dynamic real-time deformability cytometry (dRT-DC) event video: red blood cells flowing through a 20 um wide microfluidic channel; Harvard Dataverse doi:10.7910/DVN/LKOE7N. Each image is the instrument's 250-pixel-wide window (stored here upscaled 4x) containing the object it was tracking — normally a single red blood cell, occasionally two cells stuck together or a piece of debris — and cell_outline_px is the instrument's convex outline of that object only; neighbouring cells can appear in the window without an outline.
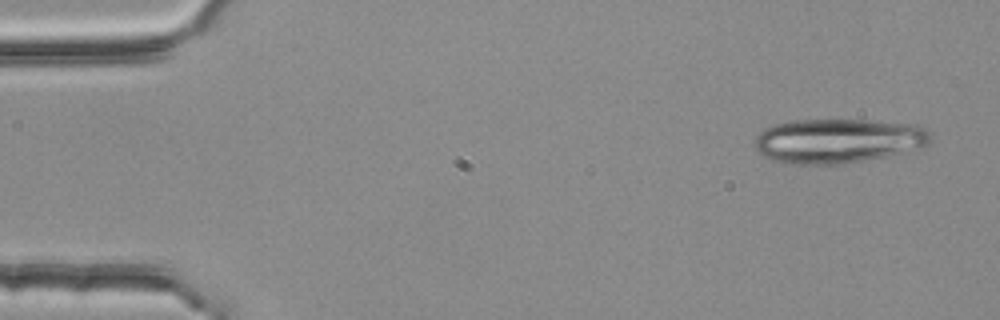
{"species": "common noctule bat (a hibernating species)", "species_latin": "Nyctalus noctula", "temperature_condition": "room temperature", "stored_images_in_passage": 6, "segment_of_instrument_passage": [1, 2], "camera_frame_rate_fps": 3000, "um_per_image_px": 0.085, "animal": {"sex": "female", "body_mass_g": 25.1}, "frame": {"image": 1, "passage_image": 1, "time_ms": 0.0, "image_size_px": [1000, 320], "cell_outline_px": [[928, 144], [884, 156], [844, 164], [784, 164], [772, 160], [756, 152], [756, 136], [764, 128], [776, 124], [792, 120], [868, 120], [916, 124], [924, 128], [928, 132]], "centroid_in_image_um": [71.14, 11.97], "position_along_channel_um": 13.9, "area_um2": 45.2}}